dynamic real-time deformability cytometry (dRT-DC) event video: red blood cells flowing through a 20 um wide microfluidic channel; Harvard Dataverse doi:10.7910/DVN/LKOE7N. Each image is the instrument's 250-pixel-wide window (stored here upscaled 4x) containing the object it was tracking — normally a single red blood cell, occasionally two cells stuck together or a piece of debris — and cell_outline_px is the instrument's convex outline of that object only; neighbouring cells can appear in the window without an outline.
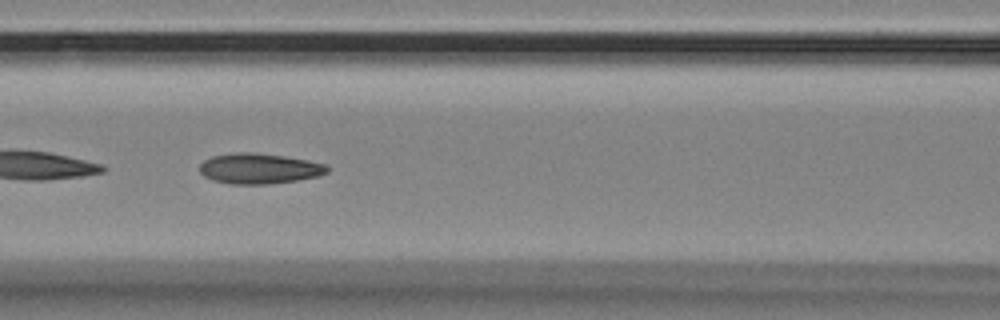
{"species": "Egyptian fruit bat (a non-hibernating species)", "species_latin": "Rousettus aegyptiacus", "temperature_condition": "room temperature", "stored_images_in_passage": 58, "camera_frame_rate_fps": 3000, "um_per_image_px": 0.085, "animal": {"sex": "female"}, "frame": {"image": 1, "passage_image": 25, "time_ms": 8.0, "image_size_px": [1000, 320], "cell_outline_px": [[328, 172], [320, 176], [296, 180], [268, 184], [232, 184], [212, 180], [204, 176], [200, 172], [200, 164], [204, 160], [212, 156], [232, 152], [256, 152], [284, 156], [308, 160], [328, 164]], "centroid_in_image_um": [22.04, 14.32], "position_along_channel_um": 144.6, "area_um2": 22.83}}
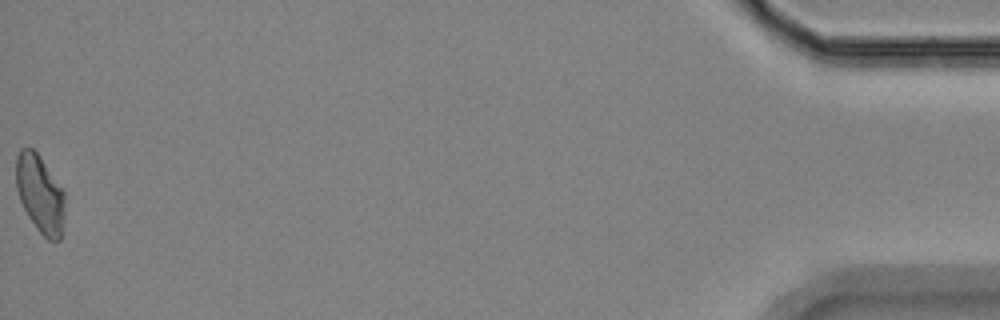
{"frame": {"image": 2, "passage_image": 58, "time_ms": 19.0, "image_size_px": [1000, 320], "cell_outline_px": [[64, 220], [60, 240], [48, 240], [36, 228], [28, 216], [20, 200], [16, 184], [16, 156], [20, 148], [32, 148], [36, 152], [64, 192]], "centroid_in_image_um": [3.39, 16.5], "position_along_channel_um": 431.8, "area_um2": 21.79}, "authors_computed_cell_mechanics": {"area_um2": 22.3397, "velocity_mm_per_s": 3.4734, "shape_relaxation_time_tau1_ms": 6.8808, "shape_relaxation_time_tau2_ms": 3.7987, "deformation_change_tau1": 0.1603, "deformation_change_tau2": 0.0737}}